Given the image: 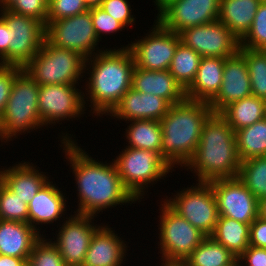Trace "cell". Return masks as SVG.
Here are the masks:
<instances>
[{
  "label": "cell",
  "mask_w": 266,
  "mask_h": 266,
  "mask_svg": "<svg viewBox=\"0 0 266 266\" xmlns=\"http://www.w3.org/2000/svg\"><path fill=\"white\" fill-rule=\"evenodd\" d=\"M127 140L130 148L152 150L161 155L162 128L156 120H133L128 126Z\"/></svg>",
  "instance_id": "obj_31"
},
{
  "label": "cell",
  "mask_w": 266,
  "mask_h": 266,
  "mask_svg": "<svg viewBox=\"0 0 266 266\" xmlns=\"http://www.w3.org/2000/svg\"><path fill=\"white\" fill-rule=\"evenodd\" d=\"M129 6L127 0H103L99 7L125 27L134 22V17L133 15L131 17V9Z\"/></svg>",
  "instance_id": "obj_42"
},
{
  "label": "cell",
  "mask_w": 266,
  "mask_h": 266,
  "mask_svg": "<svg viewBox=\"0 0 266 266\" xmlns=\"http://www.w3.org/2000/svg\"><path fill=\"white\" fill-rule=\"evenodd\" d=\"M161 266H188L185 262L180 261H165Z\"/></svg>",
  "instance_id": "obj_49"
},
{
  "label": "cell",
  "mask_w": 266,
  "mask_h": 266,
  "mask_svg": "<svg viewBox=\"0 0 266 266\" xmlns=\"http://www.w3.org/2000/svg\"><path fill=\"white\" fill-rule=\"evenodd\" d=\"M41 173L24 162L0 171V181L28 205L35 194L48 182L46 175Z\"/></svg>",
  "instance_id": "obj_24"
},
{
  "label": "cell",
  "mask_w": 266,
  "mask_h": 266,
  "mask_svg": "<svg viewBox=\"0 0 266 266\" xmlns=\"http://www.w3.org/2000/svg\"><path fill=\"white\" fill-rule=\"evenodd\" d=\"M86 58L80 53L56 47L44 39L41 49L23 68L29 76L43 85H75L86 69Z\"/></svg>",
  "instance_id": "obj_6"
},
{
  "label": "cell",
  "mask_w": 266,
  "mask_h": 266,
  "mask_svg": "<svg viewBox=\"0 0 266 266\" xmlns=\"http://www.w3.org/2000/svg\"><path fill=\"white\" fill-rule=\"evenodd\" d=\"M258 216L266 220V197L259 199Z\"/></svg>",
  "instance_id": "obj_47"
},
{
  "label": "cell",
  "mask_w": 266,
  "mask_h": 266,
  "mask_svg": "<svg viewBox=\"0 0 266 266\" xmlns=\"http://www.w3.org/2000/svg\"><path fill=\"white\" fill-rule=\"evenodd\" d=\"M9 27L0 16V65H9Z\"/></svg>",
  "instance_id": "obj_45"
},
{
  "label": "cell",
  "mask_w": 266,
  "mask_h": 266,
  "mask_svg": "<svg viewBox=\"0 0 266 266\" xmlns=\"http://www.w3.org/2000/svg\"><path fill=\"white\" fill-rule=\"evenodd\" d=\"M212 113L209 103L185 98L171 105L160 120L161 156L172 168L179 163L185 166L194 155L203 126Z\"/></svg>",
  "instance_id": "obj_3"
},
{
  "label": "cell",
  "mask_w": 266,
  "mask_h": 266,
  "mask_svg": "<svg viewBox=\"0 0 266 266\" xmlns=\"http://www.w3.org/2000/svg\"><path fill=\"white\" fill-rule=\"evenodd\" d=\"M39 89V84L25 70L15 77L8 102L0 115V139L8 141L17 133L44 125L38 110Z\"/></svg>",
  "instance_id": "obj_5"
},
{
  "label": "cell",
  "mask_w": 266,
  "mask_h": 266,
  "mask_svg": "<svg viewBox=\"0 0 266 266\" xmlns=\"http://www.w3.org/2000/svg\"><path fill=\"white\" fill-rule=\"evenodd\" d=\"M0 220L28 223V205L0 181Z\"/></svg>",
  "instance_id": "obj_35"
},
{
  "label": "cell",
  "mask_w": 266,
  "mask_h": 266,
  "mask_svg": "<svg viewBox=\"0 0 266 266\" xmlns=\"http://www.w3.org/2000/svg\"><path fill=\"white\" fill-rule=\"evenodd\" d=\"M0 6L17 14L36 18L44 25L47 24L48 0H5Z\"/></svg>",
  "instance_id": "obj_38"
},
{
  "label": "cell",
  "mask_w": 266,
  "mask_h": 266,
  "mask_svg": "<svg viewBox=\"0 0 266 266\" xmlns=\"http://www.w3.org/2000/svg\"><path fill=\"white\" fill-rule=\"evenodd\" d=\"M63 137L66 159L70 160L78 185L80 203L77 214L95 216L98 211L111 206L137 201L124 187L114 162L111 165L97 162L72 139Z\"/></svg>",
  "instance_id": "obj_1"
},
{
  "label": "cell",
  "mask_w": 266,
  "mask_h": 266,
  "mask_svg": "<svg viewBox=\"0 0 266 266\" xmlns=\"http://www.w3.org/2000/svg\"><path fill=\"white\" fill-rule=\"evenodd\" d=\"M93 218L76 213L60 227L58 238L52 243L58 248L66 266H83L91 238L99 228L91 224Z\"/></svg>",
  "instance_id": "obj_17"
},
{
  "label": "cell",
  "mask_w": 266,
  "mask_h": 266,
  "mask_svg": "<svg viewBox=\"0 0 266 266\" xmlns=\"http://www.w3.org/2000/svg\"><path fill=\"white\" fill-rule=\"evenodd\" d=\"M85 63L93 62L92 72L86 86L90 89L91 105L95 114L110 113L131 88L135 61L128 48L100 51ZM90 59V61H88Z\"/></svg>",
  "instance_id": "obj_4"
},
{
  "label": "cell",
  "mask_w": 266,
  "mask_h": 266,
  "mask_svg": "<svg viewBox=\"0 0 266 266\" xmlns=\"http://www.w3.org/2000/svg\"><path fill=\"white\" fill-rule=\"evenodd\" d=\"M237 177L258 200L266 197V156L241 161Z\"/></svg>",
  "instance_id": "obj_33"
},
{
  "label": "cell",
  "mask_w": 266,
  "mask_h": 266,
  "mask_svg": "<svg viewBox=\"0 0 266 266\" xmlns=\"http://www.w3.org/2000/svg\"><path fill=\"white\" fill-rule=\"evenodd\" d=\"M241 161L266 156V119L235 132Z\"/></svg>",
  "instance_id": "obj_30"
},
{
  "label": "cell",
  "mask_w": 266,
  "mask_h": 266,
  "mask_svg": "<svg viewBox=\"0 0 266 266\" xmlns=\"http://www.w3.org/2000/svg\"><path fill=\"white\" fill-rule=\"evenodd\" d=\"M121 152L114 164L124 187L136 200L142 196L146 184L158 181L172 168L160 154L152 150L128 147Z\"/></svg>",
  "instance_id": "obj_7"
},
{
  "label": "cell",
  "mask_w": 266,
  "mask_h": 266,
  "mask_svg": "<svg viewBox=\"0 0 266 266\" xmlns=\"http://www.w3.org/2000/svg\"><path fill=\"white\" fill-rule=\"evenodd\" d=\"M155 4L157 5L159 12L167 6L172 0H155Z\"/></svg>",
  "instance_id": "obj_50"
},
{
  "label": "cell",
  "mask_w": 266,
  "mask_h": 266,
  "mask_svg": "<svg viewBox=\"0 0 266 266\" xmlns=\"http://www.w3.org/2000/svg\"><path fill=\"white\" fill-rule=\"evenodd\" d=\"M211 236L238 258L249 247L250 224L219 216Z\"/></svg>",
  "instance_id": "obj_28"
},
{
  "label": "cell",
  "mask_w": 266,
  "mask_h": 266,
  "mask_svg": "<svg viewBox=\"0 0 266 266\" xmlns=\"http://www.w3.org/2000/svg\"><path fill=\"white\" fill-rule=\"evenodd\" d=\"M262 0H221L218 20L241 40L251 28Z\"/></svg>",
  "instance_id": "obj_26"
},
{
  "label": "cell",
  "mask_w": 266,
  "mask_h": 266,
  "mask_svg": "<svg viewBox=\"0 0 266 266\" xmlns=\"http://www.w3.org/2000/svg\"><path fill=\"white\" fill-rule=\"evenodd\" d=\"M151 34L128 48L134 58L135 67L152 71L168 70L178 44L179 34L166 29L158 20Z\"/></svg>",
  "instance_id": "obj_13"
},
{
  "label": "cell",
  "mask_w": 266,
  "mask_h": 266,
  "mask_svg": "<svg viewBox=\"0 0 266 266\" xmlns=\"http://www.w3.org/2000/svg\"><path fill=\"white\" fill-rule=\"evenodd\" d=\"M27 259L28 258L0 255V266H27Z\"/></svg>",
  "instance_id": "obj_46"
},
{
  "label": "cell",
  "mask_w": 266,
  "mask_h": 266,
  "mask_svg": "<svg viewBox=\"0 0 266 266\" xmlns=\"http://www.w3.org/2000/svg\"><path fill=\"white\" fill-rule=\"evenodd\" d=\"M252 95L245 57L238 51L224 63L222 84L216 97L209 103L214 113H220L230 103Z\"/></svg>",
  "instance_id": "obj_18"
},
{
  "label": "cell",
  "mask_w": 266,
  "mask_h": 266,
  "mask_svg": "<svg viewBox=\"0 0 266 266\" xmlns=\"http://www.w3.org/2000/svg\"><path fill=\"white\" fill-rule=\"evenodd\" d=\"M89 10L84 0H48L47 22L75 16Z\"/></svg>",
  "instance_id": "obj_39"
},
{
  "label": "cell",
  "mask_w": 266,
  "mask_h": 266,
  "mask_svg": "<svg viewBox=\"0 0 266 266\" xmlns=\"http://www.w3.org/2000/svg\"><path fill=\"white\" fill-rule=\"evenodd\" d=\"M214 192L219 216L251 224L258 217L259 200L238 179L225 178L209 182Z\"/></svg>",
  "instance_id": "obj_14"
},
{
  "label": "cell",
  "mask_w": 266,
  "mask_h": 266,
  "mask_svg": "<svg viewBox=\"0 0 266 266\" xmlns=\"http://www.w3.org/2000/svg\"><path fill=\"white\" fill-rule=\"evenodd\" d=\"M265 100L250 95L227 105L220 114L236 132L265 118Z\"/></svg>",
  "instance_id": "obj_27"
},
{
  "label": "cell",
  "mask_w": 266,
  "mask_h": 266,
  "mask_svg": "<svg viewBox=\"0 0 266 266\" xmlns=\"http://www.w3.org/2000/svg\"><path fill=\"white\" fill-rule=\"evenodd\" d=\"M201 58L192 48L178 44L168 70L184 90L194 81Z\"/></svg>",
  "instance_id": "obj_32"
},
{
  "label": "cell",
  "mask_w": 266,
  "mask_h": 266,
  "mask_svg": "<svg viewBox=\"0 0 266 266\" xmlns=\"http://www.w3.org/2000/svg\"><path fill=\"white\" fill-rule=\"evenodd\" d=\"M221 0H172L157 20L168 30H183L218 20Z\"/></svg>",
  "instance_id": "obj_15"
},
{
  "label": "cell",
  "mask_w": 266,
  "mask_h": 266,
  "mask_svg": "<svg viewBox=\"0 0 266 266\" xmlns=\"http://www.w3.org/2000/svg\"><path fill=\"white\" fill-rule=\"evenodd\" d=\"M1 17L9 27V66L24 68L41 49L45 25L36 18L2 9Z\"/></svg>",
  "instance_id": "obj_11"
},
{
  "label": "cell",
  "mask_w": 266,
  "mask_h": 266,
  "mask_svg": "<svg viewBox=\"0 0 266 266\" xmlns=\"http://www.w3.org/2000/svg\"><path fill=\"white\" fill-rule=\"evenodd\" d=\"M103 0H84L85 4L88 6V8L92 7H98L101 5Z\"/></svg>",
  "instance_id": "obj_48"
},
{
  "label": "cell",
  "mask_w": 266,
  "mask_h": 266,
  "mask_svg": "<svg viewBox=\"0 0 266 266\" xmlns=\"http://www.w3.org/2000/svg\"><path fill=\"white\" fill-rule=\"evenodd\" d=\"M91 17L98 39L101 38V33L110 34L124 28V26L118 20L114 19L99 6L91 8Z\"/></svg>",
  "instance_id": "obj_40"
},
{
  "label": "cell",
  "mask_w": 266,
  "mask_h": 266,
  "mask_svg": "<svg viewBox=\"0 0 266 266\" xmlns=\"http://www.w3.org/2000/svg\"><path fill=\"white\" fill-rule=\"evenodd\" d=\"M40 238L29 223L0 220V255L28 258Z\"/></svg>",
  "instance_id": "obj_23"
},
{
  "label": "cell",
  "mask_w": 266,
  "mask_h": 266,
  "mask_svg": "<svg viewBox=\"0 0 266 266\" xmlns=\"http://www.w3.org/2000/svg\"><path fill=\"white\" fill-rule=\"evenodd\" d=\"M170 107L171 104L159 96L130 88L109 114L131 122L141 119L160 121Z\"/></svg>",
  "instance_id": "obj_19"
},
{
  "label": "cell",
  "mask_w": 266,
  "mask_h": 266,
  "mask_svg": "<svg viewBox=\"0 0 266 266\" xmlns=\"http://www.w3.org/2000/svg\"><path fill=\"white\" fill-rule=\"evenodd\" d=\"M237 259L239 262L247 260L245 261L247 266H266V248L249 245Z\"/></svg>",
  "instance_id": "obj_44"
},
{
  "label": "cell",
  "mask_w": 266,
  "mask_h": 266,
  "mask_svg": "<svg viewBox=\"0 0 266 266\" xmlns=\"http://www.w3.org/2000/svg\"><path fill=\"white\" fill-rule=\"evenodd\" d=\"M108 227H100L93 234L83 266H120L126 249L121 238Z\"/></svg>",
  "instance_id": "obj_21"
},
{
  "label": "cell",
  "mask_w": 266,
  "mask_h": 266,
  "mask_svg": "<svg viewBox=\"0 0 266 266\" xmlns=\"http://www.w3.org/2000/svg\"><path fill=\"white\" fill-rule=\"evenodd\" d=\"M50 183L49 180L28 204V223L33 228L35 222V224L52 223L64 214L66 198L54 184Z\"/></svg>",
  "instance_id": "obj_25"
},
{
  "label": "cell",
  "mask_w": 266,
  "mask_h": 266,
  "mask_svg": "<svg viewBox=\"0 0 266 266\" xmlns=\"http://www.w3.org/2000/svg\"><path fill=\"white\" fill-rule=\"evenodd\" d=\"M131 88L141 93H149L167 100L171 105L186 98L185 90L171 75L169 70L152 71L134 67Z\"/></svg>",
  "instance_id": "obj_20"
},
{
  "label": "cell",
  "mask_w": 266,
  "mask_h": 266,
  "mask_svg": "<svg viewBox=\"0 0 266 266\" xmlns=\"http://www.w3.org/2000/svg\"><path fill=\"white\" fill-rule=\"evenodd\" d=\"M45 39L52 45L92 57L99 39L95 33L91 8L72 17L47 22Z\"/></svg>",
  "instance_id": "obj_10"
},
{
  "label": "cell",
  "mask_w": 266,
  "mask_h": 266,
  "mask_svg": "<svg viewBox=\"0 0 266 266\" xmlns=\"http://www.w3.org/2000/svg\"><path fill=\"white\" fill-rule=\"evenodd\" d=\"M44 239V240H43ZM45 238H40L33 246L27 259V266H66L58 248Z\"/></svg>",
  "instance_id": "obj_37"
},
{
  "label": "cell",
  "mask_w": 266,
  "mask_h": 266,
  "mask_svg": "<svg viewBox=\"0 0 266 266\" xmlns=\"http://www.w3.org/2000/svg\"><path fill=\"white\" fill-rule=\"evenodd\" d=\"M186 166L194 169L198 182L237 177L241 160L235 131L220 113L213 112L207 118L200 142Z\"/></svg>",
  "instance_id": "obj_2"
},
{
  "label": "cell",
  "mask_w": 266,
  "mask_h": 266,
  "mask_svg": "<svg viewBox=\"0 0 266 266\" xmlns=\"http://www.w3.org/2000/svg\"><path fill=\"white\" fill-rule=\"evenodd\" d=\"M160 215V251L163 261L184 262L206 237L166 202Z\"/></svg>",
  "instance_id": "obj_8"
},
{
  "label": "cell",
  "mask_w": 266,
  "mask_h": 266,
  "mask_svg": "<svg viewBox=\"0 0 266 266\" xmlns=\"http://www.w3.org/2000/svg\"><path fill=\"white\" fill-rule=\"evenodd\" d=\"M240 47L266 50V3L259 4L251 28L240 40Z\"/></svg>",
  "instance_id": "obj_36"
},
{
  "label": "cell",
  "mask_w": 266,
  "mask_h": 266,
  "mask_svg": "<svg viewBox=\"0 0 266 266\" xmlns=\"http://www.w3.org/2000/svg\"><path fill=\"white\" fill-rule=\"evenodd\" d=\"M239 52L245 57L252 95L266 101V50L240 47Z\"/></svg>",
  "instance_id": "obj_34"
},
{
  "label": "cell",
  "mask_w": 266,
  "mask_h": 266,
  "mask_svg": "<svg viewBox=\"0 0 266 266\" xmlns=\"http://www.w3.org/2000/svg\"><path fill=\"white\" fill-rule=\"evenodd\" d=\"M179 36L185 46L201 57L227 58L240 48V40L219 20L187 28Z\"/></svg>",
  "instance_id": "obj_12"
},
{
  "label": "cell",
  "mask_w": 266,
  "mask_h": 266,
  "mask_svg": "<svg viewBox=\"0 0 266 266\" xmlns=\"http://www.w3.org/2000/svg\"><path fill=\"white\" fill-rule=\"evenodd\" d=\"M225 60L226 58L202 57L194 81L185 90L186 98L210 103L220 90Z\"/></svg>",
  "instance_id": "obj_22"
},
{
  "label": "cell",
  "mask_w": 266,
  "mask_h": 266,
  "mask_svg": "<svg viewBox=\"0 0 266 266\" xmlns=\"http://www.w3.org/2000/svg\"><path fill=\"white\" fill-rule=\"evenodd\" d=\"M249 245L266 248V220L259 216L250 224Z\"/></svg>",
  "instance_id": "obj_43"
},
{
  "label": "cell",
  "mask_w": 266,
  "mask_h": 266,
  "mask_svg": "<svg viewBox=\"0 0 266 266\" xmlns=\"http://www.w3.org/2000/svg\"><path fill=\"white\" fill-rule=\"evenodd\" d=\"M22 70L19 66L0 65V115L8 102L14 79Z\"/></svg>",
  "instance_id": "obj_41"
},
{
  "label": "cell",
  "mask_w": 266,
  "mask_h": 266,
  "mask_svg": "<svg viewBox=\"0 0 266 266\" xmlns=\"http://www.w3.org/2000/svg\"><path fill=\"white\" fill-rule=\"evenodd\" d=\"M184 262L188 266L240 265L237 257L212 236H206Z\"/></svg>",
  "instance_id": "obj_29"
},
{
  "label": "cell",
  "mask_w": 266,
  "mask_h": 266,
  "mask_svg": "<svg viewBox=\"0 0 266 266\" xmlns=\"http://www.w3.org/2000/svg\"><path fill=\"white\" fill-rule=\"evenodd\" d=\"M197 185L165 202L195 228L211 236L219 217L216 198L210 183L199 182Z\"/></svg>",
  "instance_id": "obj_9"
},
{
  "label": "cell",
  "mask_w": 266,
  "mask_h": 266,
  "mask_svg": "<svg viewBox=\"0 0 266 266\" xmlns=\"http://www.w3.org/2000/svg\"><path fill=\"white\" fill-rule=\"evenodd\" d=\"M265 119H266V102H265Z\"/></svg>",
  "instance_id": "obj_51"
},
{
  "label": "cell",
  "mask_w": 266,
  "mask_h": 266,
  "mask_svg": "<svg viewBox=\"0 0 266 266\" xmlns=\"http://www.w3.org/2000/svg\"><path fill=\"white\" fill-rule=\"evenodd\" d=\"M75 85H43L38 94V110L44 126L55 121L81 115L84 95ZM54 121V122H53Z\"/></svg>",
  "instance_id": "obj_16"
}]
</instances>
